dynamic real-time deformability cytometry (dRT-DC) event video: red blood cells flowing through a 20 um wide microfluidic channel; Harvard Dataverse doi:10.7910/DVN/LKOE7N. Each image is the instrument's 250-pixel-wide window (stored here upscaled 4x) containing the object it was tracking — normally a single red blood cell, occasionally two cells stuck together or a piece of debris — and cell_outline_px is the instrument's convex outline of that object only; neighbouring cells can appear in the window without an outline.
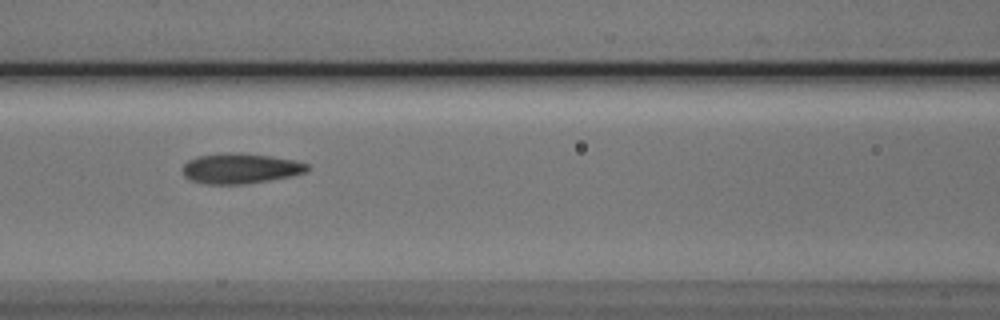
{"species": "Egyptian fruit bat (a non-hibernating species)", "species_latin": "Rousettus aegyptiacus", "temperature_condition": "cold", "stored_images_in_passage": 8, "camera_frame_rate_fps": 3000, "um_per_image_px": 0.085, "animal": {"sex": "male"}, "frame": {"image": 1, "passage_image": 7, "time_ms": 7.0, "image_size_px": [1000, 320], "cell_outline_px": [[312, 168], [304, 172], [288, 176], [268, 180], [244, 184], [204, 184], [192, 180], [184, 176], [184, 164], [188, 160], [196, 156], [224, 152], [240, 152], [272, 156], [296, 160], [308, 164]], "centroid_in_image_um": [20.43, 14.29], "position_along_channel_um": 146.2, "area_um2": 22.08}}
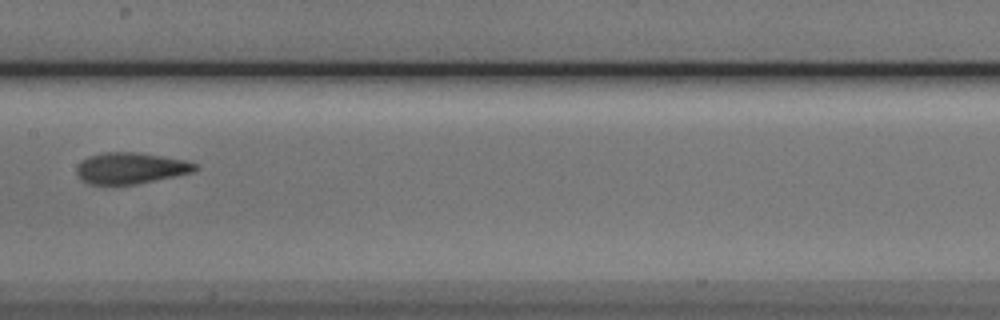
{"frame": {"image": 2, "passage_image": 8, "time_ms": 8.333, "image_size_px": [1000, 320], "cell_outline_px": [[200, 168], [192, 172], [176, 176], [136, 184], [88, 184], [80, 180], [76, 172], [76, 168], [88, 156], [104, 152], [136, 152], [184, 160], [200, 164]], "centroid_in_image_um": [11.12, 14.3], "position_along_channel_um": 196.3, "area_um2": 21.56}}